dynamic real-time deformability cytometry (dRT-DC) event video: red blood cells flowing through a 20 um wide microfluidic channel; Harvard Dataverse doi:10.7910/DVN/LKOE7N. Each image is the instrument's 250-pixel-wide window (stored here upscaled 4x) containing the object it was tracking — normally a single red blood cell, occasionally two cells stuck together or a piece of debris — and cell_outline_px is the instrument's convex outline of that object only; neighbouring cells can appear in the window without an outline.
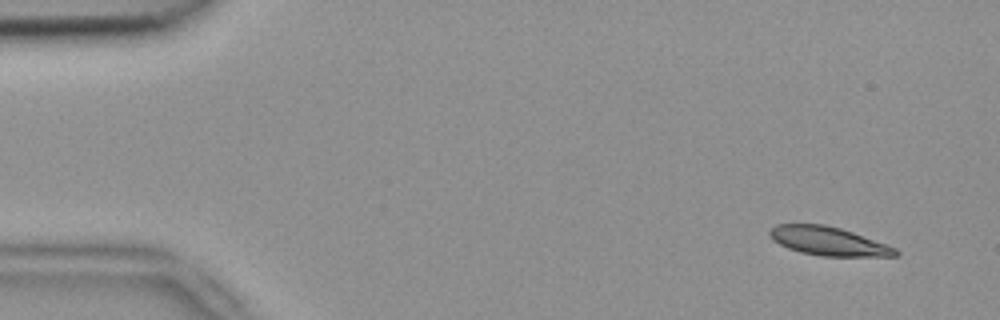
{"species": "common noctule bat (a hibernating species)", "species_latin": "Nyctalus noctula", "temperature_condition": "room temperature", "stored_images_in_passage": 5, "segment_of_instrument_passage": [1, 2], "camera_frame_rate_fps": 3000, "um_per_image_px": 0.085, "animal": {"sex": "female", "body_mass_g": 18.4}, "frame": {"image": 1, "passage_image": 1, "time_ms": 0.0, "image_size_px": [1000, 320], "cell_outline_px": [[900, 252], [896, 256], [820, 256], [800, 252], [788, 248], [772, 240], [768, 232], [776, 224], [824, 224], [840, 228], [888, 244], [896, 248]], "centroid_in_image_um": [70.42, 20.5], "position_along_channel_um": 14.6, "area_um2": 21.04}}
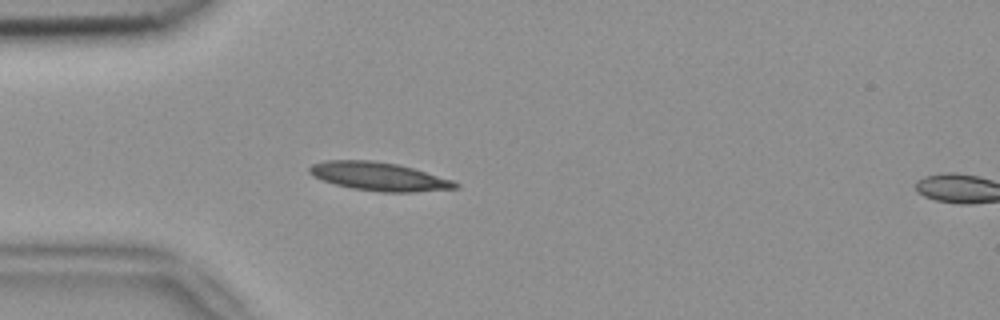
{"frame": {"image": 2, "passage_image": 4, "time_ms": 1.0, "image_size_px": [1000, 320], "cell_outline_px": [[460, 188], [416, 192], [380, 192], [352, 188], [336, 184], [312, 176], [308, 172], [308, 168], [312, 164], [324, 160], [372, 160], [396, 164], [412, 168], [452, 180], [460, 184]], "centroid_in_image_um": [32.2, 15.0], "position_along_channel_um": 52.8, "area_um2": 24.1}}